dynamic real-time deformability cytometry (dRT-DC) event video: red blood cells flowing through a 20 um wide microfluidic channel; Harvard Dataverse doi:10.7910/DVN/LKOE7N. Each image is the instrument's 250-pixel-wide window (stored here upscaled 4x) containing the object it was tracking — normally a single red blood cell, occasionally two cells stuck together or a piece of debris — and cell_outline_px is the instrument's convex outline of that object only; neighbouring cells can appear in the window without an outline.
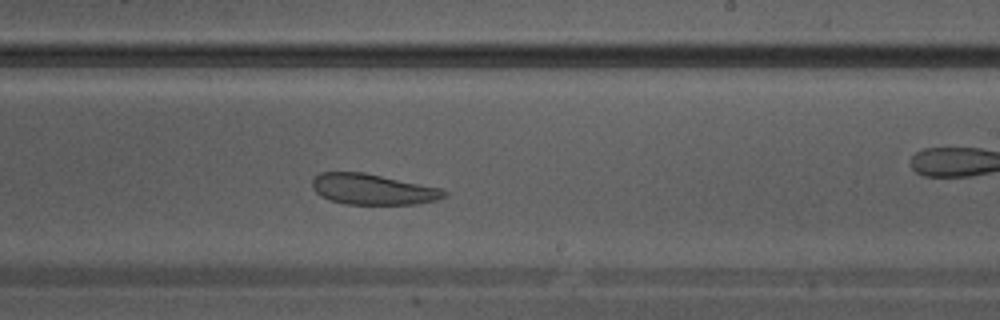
{"species": "Egyptian fruit bat (a non-hibernating species)", "species_latin": "Rousettus aegyptiacus", "temperature_condition": "warm", "stored_images_in_passage": 21, "camera_frame_rate_fps": 3000, "um_per_image_px": 0.085, "animal": {"sex": "male"}, "frame": {"image": 1, "passage_image": 18, "time_ms": 5.667, "image_size_px": [1000, 320], "cell_outline_px": [[448, 192], [444, 196], [436, 200], [416, 204], [348, 204], [332, 200], [320, 196], [312, 188], [312, 180], [320, 172], [364, 172], [440, 188]], "centroid_in_image_um": [31.66, 16.08], "position_along_channel_um": 257.3, "area_um2": 23.41}}